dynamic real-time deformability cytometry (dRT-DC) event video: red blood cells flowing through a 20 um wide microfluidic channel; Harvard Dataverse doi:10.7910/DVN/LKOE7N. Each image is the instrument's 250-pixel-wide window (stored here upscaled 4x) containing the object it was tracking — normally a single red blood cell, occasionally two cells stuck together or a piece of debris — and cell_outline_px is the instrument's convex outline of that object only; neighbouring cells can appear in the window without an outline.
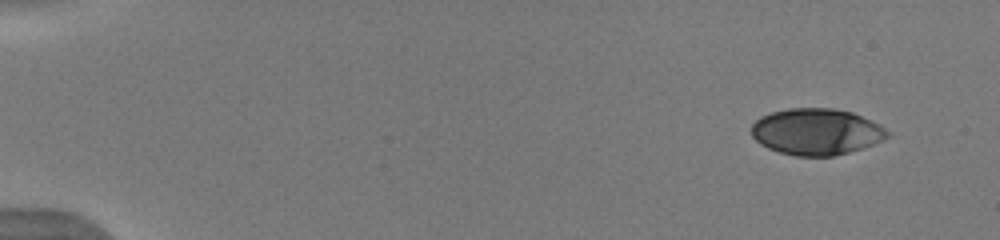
{"species": "human", "species_latin": "Homo sapiens", "temperature_condition": "warm", "stored_images_in_passage": 49, "camera_frame_rate_fps": 3000, "um_per_image_px": 0.085, "donor": {"sex": "male"}, "frame": {"image": 1, "passage_image": 1, "time_ms": 0.0, "image_size_px": [1000, 240], "cell_outline_px": [[888, 136], [872, 144], [848, 152], [832, 156], [796, 156], [780, 152], [768, 148], [760, 144], [752, 136], [752, 124], [760, 116], [772, 112], [788, 108], [832, 108], [852, 112], [880, 124], [888, 132]], "centroid_in_image_um": [69.35, 11.18], "position_along_channel_um": 15.6, "area_um2": 36.53}}
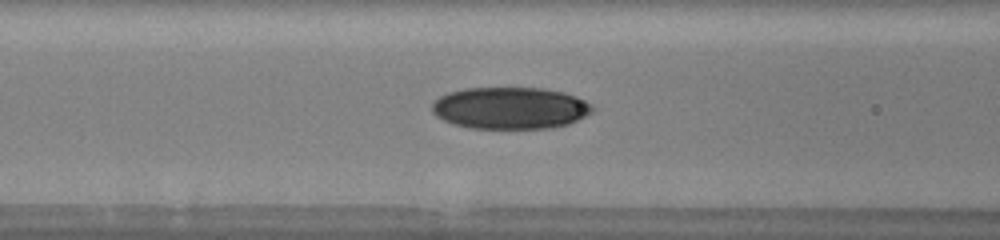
{"frame": {"image": 2, "passage_image": 20, "time_ms": 6.333, "image_size_px": [1000, 240], "cell_outline_px": [[596, 108], [592, 112], [568, 124], [552, 128], [472, 128], [452, 124], [436, 116], [432, 112], [432, 104], [440, 96], [448, 92], [464, 88], [544, 88], [564, 92], [576, 96], [592, 104]], "centroid_in_image_um": [43.37, 9.18], "position_along_channel_um": 123.2, "area_um2": 39.3}}
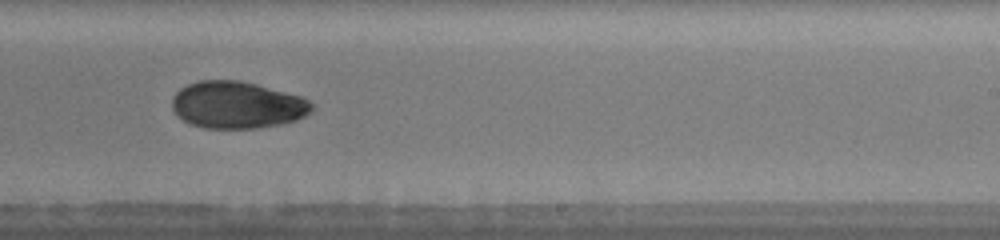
{"frame": {"image": 3, "passage_image": 31, "time_ms": 10.0, "image_size_px": [1000, 240], "cell_outline_px": [[312, 112], [296, 120], [280, 124], [256, 128], [204, 128], [192, 124], [184, 120], [172, 108], [172, 96], [180, 88], [188, 84], [200, 80], [240, 80], [256, 84], [300, 96], [308, 100], [312, 104]], "centroid_in_image_um": [20.15, 8.91], "position_along_channel_um": 268.8, "area_um2": 38.09}, "authors_computed_cell_mechanics": {"area_um2": 37.7434, "velocity_mm_per_s": 3.98, "shape_relaxation_time_tau1_ms": 5.1901, "shape_relaxation_time_tau2_ms": 7.8777, "deformation_change_tau1": 0.1388, "deformation_change_tau2": 0.1035}}